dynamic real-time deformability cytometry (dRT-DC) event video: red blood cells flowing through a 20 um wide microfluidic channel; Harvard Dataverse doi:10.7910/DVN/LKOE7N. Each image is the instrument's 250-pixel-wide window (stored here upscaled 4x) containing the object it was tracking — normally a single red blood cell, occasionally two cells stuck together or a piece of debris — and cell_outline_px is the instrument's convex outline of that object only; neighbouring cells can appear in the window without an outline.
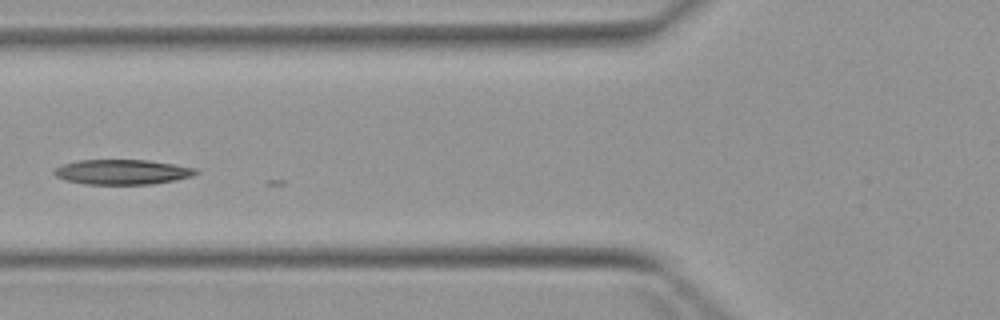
{"species": "Egyptian fruit bat (a non-hibernating species)", "species_latin": "Rousettus aegyptiacus", "temperature_condition": "warm", "stored_images_in_passage": 5, "camera_frame_rate_fps": 3000, "um_per_image_px": 0.085, "animal": {"sex": "female"}, "frame": {"image": 1, "passage_image": 5, "time_ms": 5.333, "image_size_px": [1000, 320], "cell_outline_px": [[200, 172], [192, 176], [152, 184], [84, 184], [64, 180], [56, 176], [52, 172], [60, 164], [80, 160], [148, 160], [196, 168]], "centroid_in_image_um": [10.35, 14.61], "position_along_channel_um": 115.5, "area_um2": 20.58}}